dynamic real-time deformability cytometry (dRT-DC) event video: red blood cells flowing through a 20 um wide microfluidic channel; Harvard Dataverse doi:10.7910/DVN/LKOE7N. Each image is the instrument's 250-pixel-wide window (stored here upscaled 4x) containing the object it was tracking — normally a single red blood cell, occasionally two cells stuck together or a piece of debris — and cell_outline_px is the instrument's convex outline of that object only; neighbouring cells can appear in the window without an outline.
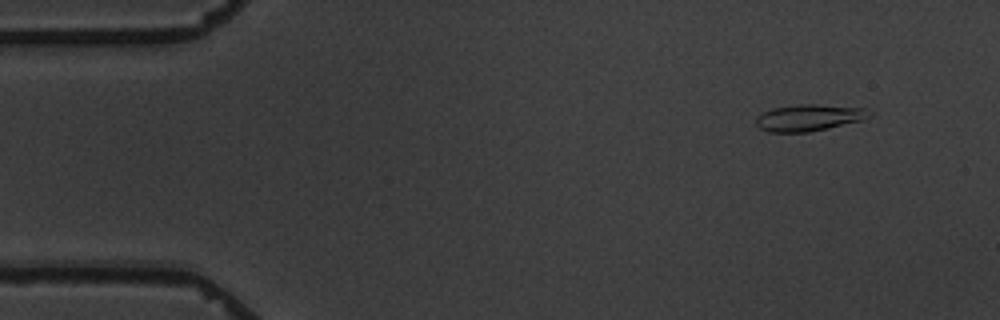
{"species": "common noctule bat (a hibernating species)", "species_latin": "Nyctalus noctula", "temperature_condition": "warm", "stored_images_in_passage": 5, "camera_frame_rate_fps": 3000, "um_per_image_px": 0.085, "animal": {"sex": "male", "body_mass_g": 19.5, "forearm_length_mm": 54.6}, "frame": {"image": 1, "passage_image": 2, "time_ms": 1.0, "image_size_px": [1000, 320], "cell_outline_px": [[872, 116], [864, 120], [828, 128], [808, 132], [768, 132], [760, 128], [756, 124], [756, 116], [772, 108], [800, 104], [816, 104], [864, 108], [872, 112]], "centroid_in_image_um": [68.78, 10.0], "position_along_channel_um": 16.2, "area_um2": 17.63}}